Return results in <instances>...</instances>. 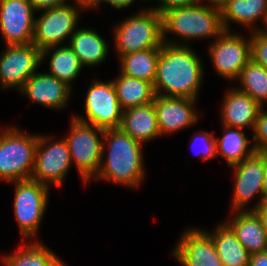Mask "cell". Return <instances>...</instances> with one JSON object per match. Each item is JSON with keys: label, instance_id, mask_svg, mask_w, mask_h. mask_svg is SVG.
<instances>
[{"label": "cell", "instance_id": "30", "mask_svg": "<svg viewBox=\"0 0 267 266\" xmlns=\"http://www.w3.org/2000/svg\"><path fill=\"white\" fill-rule=\"evenodd\" d=\"M192 136V139H190L191 148L193 151L195 150V154L199 155L203 162L218 157L215 133L197 131Z\"/></svg>", "mask_w": 267, "mask_h": 266}, {"label": "cell", "instance_id": "11", "mask_svg": "<svg viewBox=\"0 0 267 266\" xmlns=\"http://www.w3.org/2000/svg\"><path fill=\"white\" fill-rule=\"evenodd\" d=\"M267 164V153L254 152L240 163L229 168L233 170L234 187L230 211H253L257 205L263 201V180L264 171ZM257 195L258 201L251 208H247L249 202L253 201Z\"/></svg>", "mask_w": 267, "mask_h": 266}, {"label": "cell", "instance_id": "27", "mask_svg": "<svg viewBox=\"0 0 267 266\" xmlns=\"http://www.w3.org/2000/svg\"><path fill=\"white\" fill-rule=\"evenodd\" d=\"M223 136L216 137L217 156L225 159L226 164L231 167L240 163L254 152L253 143L246 136L244 129L223 126Z\"/></svg>", "mask_w": 267, "mask_h": 266}, {"label": "cell", "instance_id": "38", "mask_svg": "<svg viewBox=\"0 0 267 266\" xmlns=\"http://www.w3.org/2000/svg\"><path fill=\"white\" fill-rule=\"evenodd\" d=\"M82 4L84 5V9L90 10V9H98V7H101L102 4H107L108 0H81Z\"/></svg>", "mask_w": 267, "mask_h": 266}, {"label": "cell", "instance_id": "8", "mask_svg": "<svg viewBox=\"0 0 267 266\" xmlns=\"http://www.w3.org/2000/svg\"><path fill=\"white\" fill-rule=\"evenodd\" d=\"M81 12H85L81 0L40 11V17H35L32 43L41 51L64 45L78 28Z\"/></svg>", "mask_w": 267, "mask_h": 266}, {"label": "cell", "instance_id": "34", "mask_svg": "<svg viewBox=\"0 0 267 266\" xmlns=\"http://www.w3.org/2000/svg\"><path fill=\"white\" fill-rule=\"evenodd\" d=\"M70 1V0H69ZM67 0H30L35 12L69 3ZM72 1V0H71Z\"/></svg>", "mask_w": 267, "mask_h": 266}, {"label": "cell", "instance_id": "19", "mask_svg": "<svg viewBox=\"0 0 267 266\" xmlns=\"http://www.w3.org/2000/svg\"><path fill=\"white\" fill-rule=\"evenodd\" d=\"M224 221L250 255L267 251V232L254 211L232 212Z\"/></svg>", "mask_w": 267, "mask_h": 266}, {"label": "cell", "instance_id": "16", "mask_svg": "<svg viewBox=\"0 0 267 266\" xmlns=\"http://www.w3.org/2000/svg\"><path fill=\"white\" fill-rule=\"evenodd\" d=\"M197 101L196 99L155 95L153 103L161 137L187 129L198 123L200 115L195 109Z\"/></svg>", "mask_w": 267, "mask_h": 266}, {"label": "cell", "instance_id": "2", "mask_svg": "<svg viewBox=\"0 0 267 266\" xmlns=\"http://www.w3.org/2000/svg\"><path fill=\"white\" fill-rule=\"evenodd\" d=\"M142 145L121 128L105 129L100 168L94 180L139 188L146 177Z\"/></svg>", "mask_w": 267, "mask_h": 266}, {"label": "cell", "instance_id": "13", "mask_svg": "<svg viewBox=\"0 0 267 266\" xmlns=\"http://www.w3.org/2000/svg\"><path fill=\"white\" fill-rule=\"evenodd\" d=\"M42 64L41 50L33 43L5 45L0 53V88L18 92Z\"/></svg>", "mask_w": 267, "mask_h": 266}, {"label": "cell", "instance_id": "36", "mask_svg": "<svg viewBox=\"0 0 267 266\" xmlns=\"http://www.w3.org/2000/svg\"><path fill=\"white\" fill-rule=\"evenodd\" d=\"M249 266H267V251L250 255Z\"/></svg>", "mask_w": 267, "mask_h": 266}, {"label": "cell", "instance_id": "21", "mask_svg": "<svg viewBox=\"0 0 267 266\" xmlns=\"http://www.w3.org/2000/svg\"><path fill=\"white\" fill-rule=\"evenodd\" d=\"M266 18L267 0H229L221 9V21L225 31H231L232 23L248 27L250 32L258 31L262 27L256 23L260 20L264 25Z\"/></svg>", "mask_w": 267, "mask_h": 266}, {"label": "cell", "instance_id": "5", "mask_svg": "<svg viewBox=\"0 0 267 266\" xmlns=\"http://www.w3.org/2000/svg\"><path fill=\"white\" fill-rule=\"evenodd\" d=\"M0 129V180L11 183L30 179L38 134L10 125Z\"/></svg>", "mask_w": 267, "mask_h": 266}, {"label": "cell", "instance_id": "3", "mask_svg": "<svg viewBox=\"0 0 267 266\" xmlns=\"http://www.w3.org/2000/svg\"><path fill=\"white\" fill-rule=\"evenodd\" d=\"M161 16L163 43L168 45L188 46V42L204 38L213 41L224 31L221 10L201 0L193 5L171 8ZM168 33L174 37H167Z\"/></svg>", "mask_w": 267, "mask_h": 266}, {"label": "cell", "instance_id": "4", "mask_svg": "<svg viewBox=\"0 0 267 266\" xmlns=\"http://www.w3.org/2000/svg\"><path fill=\"white\" fill-rule=\"evenodd\" d=\"M113 27L115 54L122 55L149 48H161L162 16L152 8L141 9Z\"/></svg>", "mask_w": 267, "mask_h": 266}, {"label": "cell", "instance_id": "7", "mask_svg": "<svg viewBox=\"0 0 267 266\" xmlns=\"http://www.w3.org/2000/svg\"><path fill=\"white\" fill-rule=\"evenodd\" d=\"M11 184L15 185L13 209L21 241H38L36 235L47 211L50 187L32 179Z\"/></svg>", "mask_w": 267, "mask_h": 266}, {"label": "cell", "instance_id": "25", "mask_svg": "<svg viewBox=\"0 0 267 266\" xmlns=\"http://www.w3.org/2000/svg\"><path fill=\"white\" fill-rule=\"evenodd\" d=\"M62 46L49 47L41 51L42 64L49 57V73L51 76L65 82L71 88L74 80L84 68L67 42Z\"/></svg>", "mask_w": 267, "mask_h": 266}, {"label": "cell", "instance_id": "18", "mask_svg": "<svg viewBox=\"0 0 267 266\" xmlns=\"http://www.w3.org/2000/svg\"><path fill=\"white\" fill-rule=\"evenodd\" d=\"M262 107L247 93L230 87L224 93L221 107V124L227 127L253 131Z\"/></svg>", "mask_w": 267, "mask_h": 266}, {"label": "cell", "instance_id": "35", "mask_svg": "<svg viewBox=\"0 0 267 266\" xmlns=\"http://www.w3.org/2000/svg\"><path fill=\"white\" fill-rule=\"evenodd\" d=\"M253 211L258 216L267 232V200L261 201Z\"/></svg>", "mask_w": 267, "mask_h": 266}, {"label": "cell", "instance_id": "20", "mask_svg": "<svg viewBox=\"0 0 267 266\" xmlns=\"http://www.w3.org/2000/svg\"><path fill=\"white\" fill-rule=\"evenodd\" d=\"M120 128L141 144L159 139L161 134L154 103L124 110Z\"/></svg>", "mask_w": 267, "mask_h": 266}, {"label": "cell", "instance_id": "26", "mask_svg": "<svg viewBox=\"0 0 267 266\" xmlns=\"http://www.w3.org/2000/svg\"><path fill=\"white\" fill-rule=\"evenodd\" d=\"M121 109L152 103L155 97L153 84L149 81L122 74L112 80Z\"/></svg>", "mask_w": 267, "mask_h": 266}, {"label": "cell", "instance_id": "12", "mask_svg": "<svg viewBox=\"0 0 267 266\" xmlns=\"http://www.w3.org/2000/svg\"><path fill=\"white\" fill-rule=\"evenodd\" d=\"M209 44L208 56L216 74L229 82H236L242 69L251 60L250 35L247 39L244 34L224 30Z\"/></svg>", "mask_w": 267, "mask_h": 266}, {"label": "cell", "instance_id": "37", "mask_svg": "<svg viewBox=\"0 0 267 266\" xmlns=\"http://www.w3.org/2000/svg\"><path fill=\"white\" fill-rule=\"evenodd\" d=\"M137 0H108L107 4L109 6L114 7L117 10H120L122 8L131 7L133 3H135Z\"/></svg>", "mask_w": 267, "mask_h": 266}, {"label": "cell", "instance_id": "6", "mask_svg": "<svg viewBox=\"0 0 267 266\" xmlns=\"http://www.w3.org/2000/svg\"><path fill=\"white\" fill-rule=\"evenodd\" d=\"M70 131L64 137L72 163L86 186L94 179L100 168L104 129L83 123L72 115ZM102 138V139H101Z\"/></svg>", "mask_w": 267, "mask_h": 266}, {"label": "cell", "instance_id": "15", "mask_svg": "<svg viewBox=\"0 0 267 266\" xmlns=\"http://www.w3.org/2000/svg\"><path fill=\"white\" fill-rule=\"evenodd\" d=\"M172 249L182 266H223L211 236L201 228H188L181 233Z\"/></svg>", "mask_w": 267, "mask_h": 266}, {"label": "cell", "instance_id": "29", "mask_svg": "<svg viewBox=\"0 0 267 266\" xmlns=\"http://www.w3.org/2000/svg\"><path fill=\"white\" fill-rule=\"evenodd\" d=\"M237 88L247 93L262 108H266L267 103V69L250 60L242 69Z\"/></svg>", "mask_w": 267, "mask_h": 266}, {"label": "cell", "instance_id": "41", "mask_svg": "<svg viewBox=\"0 0 267 266\" xmlns=\"http://www.w3.org/2000/svg\"><path fill=\"white\" fill-rule=\"evenodd\" d=\"M260 31H262L264 34L267 35V18H266V20H265V23H264V25H263V28H261Z\"/></svg>", "mask_w": 267, "mask_h": 266}, {"label": "cell", "instance_id": "14", "mask_svg": "<svg viewBox=\"0 0 267 266\" xmlns=\"http://www.w3.org/2000/svg\"><path fill=\"white\" fill-rule=\"evenodd\" d=\"M35 14L30 0H0V32L5 45L32 43Z\"/></svg>", "mask_w": 267, "mask_h": 266}, {"label": "cell", "instance_id": "23", "mask_svg": "<svg viewBox=\"0 0 267 266\" xmlns=\"http://www.w3.org/2000/svg\"><path fill=\"white\" fill-rule=\"evenodd\" d=\"M18 249L1 255V266H67L42 241H20Z\"/></svg>", "mask_w": 267, "mask_h": 266}, {"label": "cell", "instance_id": "24", "mask_svg": "<svg viewBox=\"0 0 267 266\" xmlns=\"http://www.w3.org/2000/svg\"><path fill=\"white\" fill-rule=\"evenodd\" d=\"M205 231L211 236L223 266H249V252L225 222L217 223L212 233Z\"/></svg>", "mask_w": 267, "mask_h": 266}, {"label": "cell", "instance_id": "40", "mask_svg": "<svg viewBox=\"0 0 267 266\" xmlns=\"http://www.w3.org/2000/svg\"><path fill=\"white\" fill-rule=\"evenodd\" d=\"M263 200H267V164L265 166V171H264V180H263Z\"/></svg>", "mask_w": 267, "mask_h": 266}, {"label": "cell", "instance_id": "33", "mask_svg": "<svg viewBox=\"0 0 267 266\" xmlns=\"http://www.w3.org/2000/svg\"><path fill=\"white\" fill-rule=\"evenodd\" d=\"M156 1V0H154ZM159 3L157 6L150 7L162 14L164 11L174 7L189 6L197 3L199 0H157Z\"/></svg>", "mask_w": 267, "mask_h": 266}, {"label": "cell", "instance_id": "1", "mask_svg": "<svg viewBox=\"0 0 267 266\" xmlns=\"http://www.w3.org/2000/svg\"><path fill=\"white\" fill-rule=\"evenodd\" d=\"M199 57L191 46L163 43L153 84L155 95L197 100L205 74Z\"/></svg>", "mask_w": 267, "mask_h": 266}, {"label": "cell", "instance_id": "39", "mask_svg": "<svg viewBox=\"0 0 267 266\" xmlns=\"http://www.w3.org/2000/svg\"><path fill=\"white\" fill-rule=\"evenodd\" d=\"M201 1L202 2L205 1V3L208 4L209 6L221 10L229 0H201Z\"/></svg>", "mask_w": 267, "mask_h": 266}, {"label": "cell", "instance_id": "17", "mask_svg": "<svg viewBox=\"0 0 267 266\" xmlns=\"http://www.w3.org/2000/svg\"><path fill=\"white\" fill-rule=\"evenodd\" d=\"M74 89L65 82L46 73L36 72L17 92L27 97L32 103L54 111L67 108Z\"/></svg>", "mask_w": 267, "mask_h": 266}, {"label": "cell", "instance_id": "28", "mask_svg": "<svg viewBox=\"0 0 267 266\" xmlns=\"http://www.w3.org/2000/svg\"><path fill=\"white\" fill-rule=\"evenodd\" d=\"M159 55L160 48H149L122 55L118 59L119 71L124 75L154 84Z\"/></svg>", "mask_w": 267, "mask_h": 266}, {"label": "cell", "instance_id": "22", "mask_svg": "<svg viewBox=\"0 0 267 266\" xmlns=\"http://www.w3.org/2000/svg\"><path fill=\"white\" fill-rule=\"evenodd\" d=\"M83 67H95L104 63L109 53L105 39L93 28L78 27L67 40Z\"/></svg>", "mask_w": 267, "mask_h": 266}, {"label": "cell", "instance_id": "10", "mask_svg": "<svg viewBox=\"0 0 267 266\" xmlns=\"http://www.w3.org/2000/svg\"><path fill=\"white\" fill-rule=\"evenodd\" d=\"M84 101L85 115L75 114V119L104 130L121 127L123 110L112 79L102 81L95 78L86 91Z\"/></svg>", "mask_w": 267, "mask_h": 266}, {"label": "cell", "instance_id": "9", "mask_svg": "<svg viewBox=\"0 0 267 266\" xmlns=\"http://www.w3.org/2000/svg\"><path fill=\"white\" fill-rule=\"evenodd\" d=\"M53 135L38 134L34 168L30 179L60 189L73 166L64 137L52 141ZM52 138V139H51Z\"/></svg>", "mask_w": 267, "mask_h": 266}, {"label": "cell", "instance_id": "32", "mask_svg": "<svg viewBox=\"0 0 267 266\" xmlns=\"http://www.w3.org/2000/svg\"><path fill=\"white\" fill-rule=\"evenodd\" d=\"M252 132L255 151L267 153V109L262 108L258 113Z\"/></svg>", "mask_w": 267, "mask_h": 266}, {"label": "cell", "instance_id": "31", "mask_svg": "<svg viewBox=\"0 0 267 266\" xmlns=\"http://www.w3.org/2000/svg\"><path fill=\"white\" fill-rule=\"evenodd\" d=\"M250 34L251 60L267 69V35L260 30Z\"/></svg>", "mask_w": 267, "mask_h": 266}]
</instances>
